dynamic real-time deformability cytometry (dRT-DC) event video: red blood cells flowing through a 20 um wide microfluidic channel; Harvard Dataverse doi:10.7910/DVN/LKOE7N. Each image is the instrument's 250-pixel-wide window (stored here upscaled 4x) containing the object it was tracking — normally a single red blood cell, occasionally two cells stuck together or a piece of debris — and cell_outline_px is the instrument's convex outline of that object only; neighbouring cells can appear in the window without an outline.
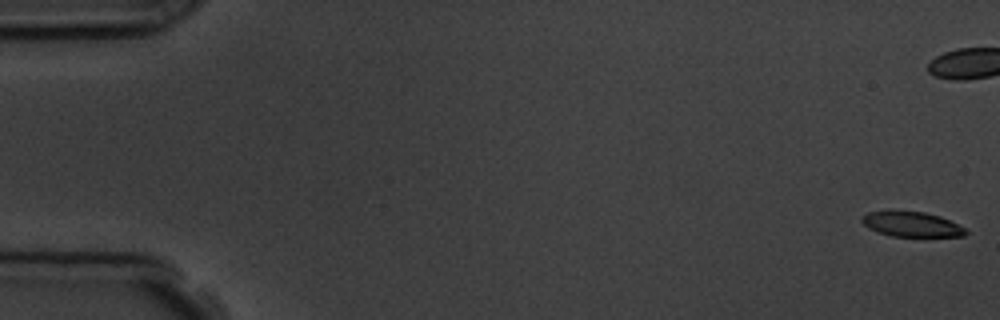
{"species": "common noctule bat (a hibernating species)", "species_latin": "Nyctalus noctula", "temperature_condition": "room temperature", "stored_images_in_passage": 7, "camera_frame_rate_fps": 3000, "um_per_image_px": 0.085, "animal": {"sex": "male", "body_mass_g": 19.5, "forearm_length_mm": 54.6}, "frame": {"image": 1, "passage_image": 1, "time_ms": 0.0, "image_size_px": [1000, 320], "cell_outline_px": [[968, 232], [964, 236], [892, 236], [876, 232], [868, 228], [860, 220], [860, 216], [868, 212], [888, 208], [892, 208], [924, 212], [940, 216], [964, 228]], "centroid_in_image_um": [77.37, 19.01], "position_along_channel_um": 7.6, "area_um2": 15.66}}